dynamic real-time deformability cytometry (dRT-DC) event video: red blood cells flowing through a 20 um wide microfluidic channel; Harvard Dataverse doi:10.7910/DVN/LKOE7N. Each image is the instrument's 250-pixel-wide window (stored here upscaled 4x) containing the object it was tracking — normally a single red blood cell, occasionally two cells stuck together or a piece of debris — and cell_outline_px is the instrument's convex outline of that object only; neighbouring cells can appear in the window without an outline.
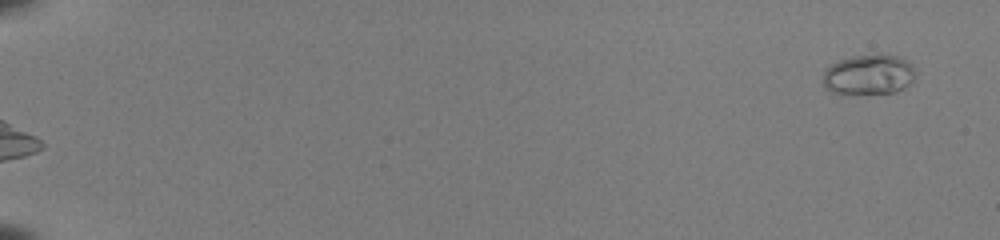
{"species": "common noctule bat (a hibernating species)", "species_latin": "Nyctalus noctula", "temperature_condition": "room temperature", "stored_images_in_passage": 51, "camera_frame_rate_fps": 3000, "um_per_image_px": 0.085, "animal": {"sex": "female", "body_mass_g": 22.0, "forearm_length_mm": 56.7}, "frame": {"image": 1, "passage_image": 1, "time_ms": 0.0, "image_size_px": [1000, 240], "cell_outline_px": [[916, 76], [908, 84], [896, 92], [852, 96], [832, 92], [824, 88], [820, 80], [824, 72], [832, 64], [840, 60], [852, 56], [880, 52], [900, 56], [908, 60], [916, 68]], "centroid_in_image_um": [73.84, 6.35], "position_along_channel_um": 11.2, "area_um2": 22.83}}
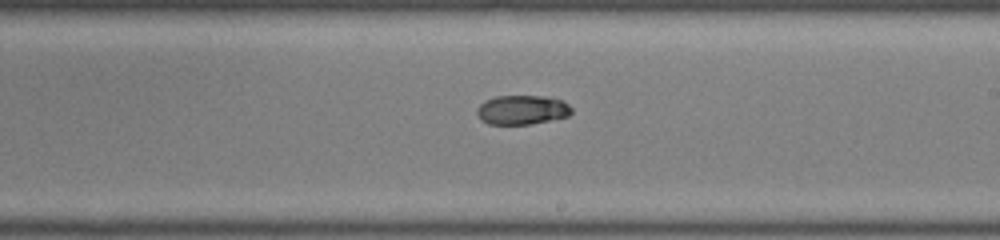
{"frame": {"image": 2, "passage_image": 33, "time_ms": 10.667, "image_size_px": [1000, 240], "cell_outline_px": [[572, 112], [568, 116], [528, 124], [488, 124], [480, 120], [476, 112], [476, 108], [484, 100], [496, 96], [548, 96], [560, 100], [568, 104], [572, 108]], "centroid_in_image_um": [44.33, 9.33], "position_along_channel_um": 244.7, "area_um2": 16.18}}
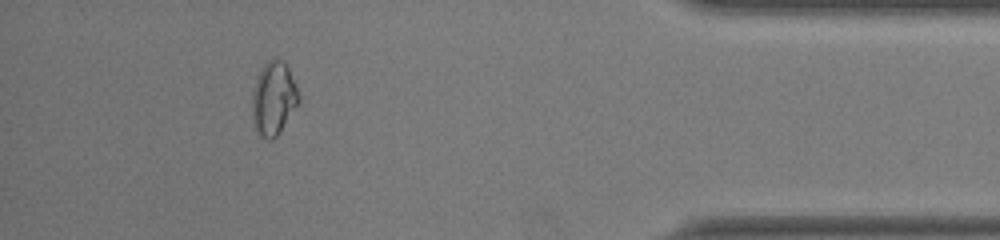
{"frame": {"image": 3, "passage_image": 48, "time_ms": 15.667, "image_size_px": [1000, 240], "cell_outline_px": [[300, 104], [280, 132], [272, 140], [268, 140], [260, 136], [252, 120], [252, 92], [260, 68], [268, 60], [276, 56], [284, 60], [300, 92]], "centroid_in_image_um": [23.28, 8.35], "position_along_channel_um": 411.9, "area_um2": 20.52}}